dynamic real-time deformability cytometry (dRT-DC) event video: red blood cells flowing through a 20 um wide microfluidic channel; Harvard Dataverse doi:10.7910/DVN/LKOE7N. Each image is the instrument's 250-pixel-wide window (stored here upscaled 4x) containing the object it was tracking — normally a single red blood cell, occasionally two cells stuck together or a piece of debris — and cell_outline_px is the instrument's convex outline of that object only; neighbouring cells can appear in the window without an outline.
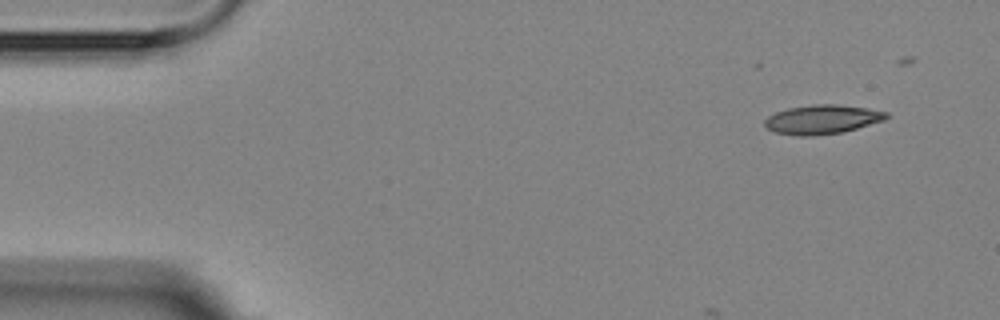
{"species": "Egyptian fruit bat (a non-hibernating species)", "species_latin": "Rousettus aegyptiacus", "temperature_condition": "room temperature", "stored_images_in_passage": 6, "camera_frame_rate_fps": 3000, "um_per_image_px": 0.085, "animal": {"sex": "female"}, "frame": {"image": 1, "passage_image": 1, "time_ms": 0.0, "image_size_px": [1000, 320], "cell_outline_px": [[892, 116], [884, 120], [856, 128], [840, 132], [812, 136], [796, 136], [776, 132], [768, 128], [764, 124], [764, 120], [768, 116], [776, 112], [788, 108], [816, 104], [836, 104], [868, 108], [888, 112]], "centroid_in_image_um": [69.91, 10.14], "position_along_channel_um": 15.1, "area_um2": 20.58}}
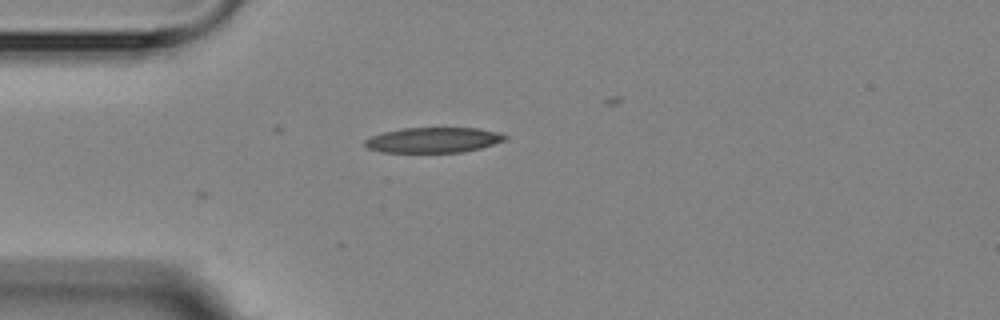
{"frame": {"image": 2, "passage_image": 4, "time_ms": 3.333, "image_size_px": [1000, 320], "cell_outline_px": [[508, 136], [504, 140], [480, 148], [464, 152], [380, 152], [368, 148], [364, 144], [364, 140], [372, 136], [384, 132], [404, 128], [480, 128], [500, 132]], "centroid_in_image_um": [36.85, 11.9], "position_along_channel_um": 48.2, "area_um2": 20.58}}